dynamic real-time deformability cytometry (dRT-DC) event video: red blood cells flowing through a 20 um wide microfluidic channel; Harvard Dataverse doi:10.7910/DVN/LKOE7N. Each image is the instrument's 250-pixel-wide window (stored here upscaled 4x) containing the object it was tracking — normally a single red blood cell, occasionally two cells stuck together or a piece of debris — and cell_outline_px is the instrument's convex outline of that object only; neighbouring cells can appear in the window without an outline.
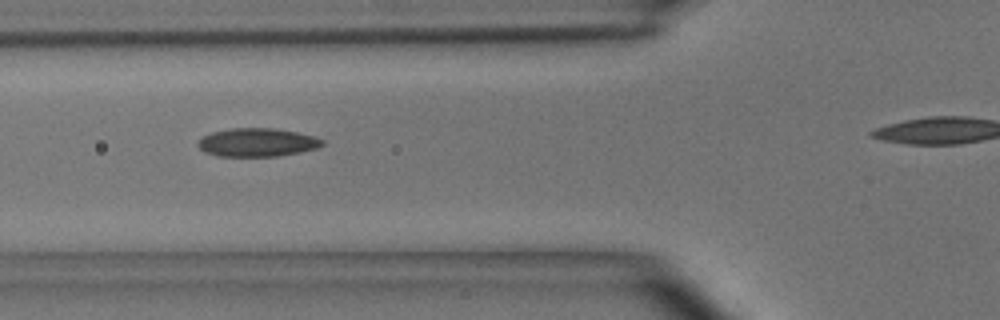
{"species": "common noctule bat (a hibernating species)", "species_latin": "Nyctalus noctula", "temperature_condition": "room temperature", "stored_images_in_passage": 8, "camera_frame_rate_fps": 3000, "um_per_image_px": 0.085, "animal": {"sex": "male", "body_mass_g": 15.6}, "frame": {"image": 1, "passage_image": 4, "time_ms": 1.0, "image_size_px": [1000, 320], "cell_outline_px": [[324, 144], [316, 148], [300, 152], [276, 156], [216, 156], [204, 152], [196, 144], [204, 136], [212, 132], [232, 128], [276, 128], [316, 136], [324, 140]], "centroid_in_image_um": [21.87, 12.1], "position_along_channel_um": 103.9, "area_um2": 20.58}}
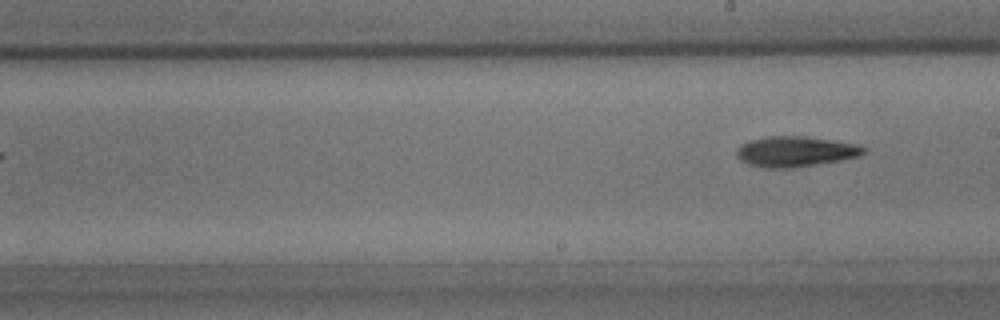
{"frame": {"image": 2, "passage_image": 8, "time_ms": 2.333, "image_size_px": [1000, 320], "cell_outline_px": [[864, 152], [856, 156], [844, 160], [792, 168], [764, 168], [748, 164], [740, 160], [736, 156], [736, 148], [740, 144], [748, 140], [768, 136], [804, 136], [832, 140], [856, 144], [864, 148]], "centroid_in_image_um": [67.53, 12.88], "position_along_channel_um": 221.5, "area_um2": 22.6}}